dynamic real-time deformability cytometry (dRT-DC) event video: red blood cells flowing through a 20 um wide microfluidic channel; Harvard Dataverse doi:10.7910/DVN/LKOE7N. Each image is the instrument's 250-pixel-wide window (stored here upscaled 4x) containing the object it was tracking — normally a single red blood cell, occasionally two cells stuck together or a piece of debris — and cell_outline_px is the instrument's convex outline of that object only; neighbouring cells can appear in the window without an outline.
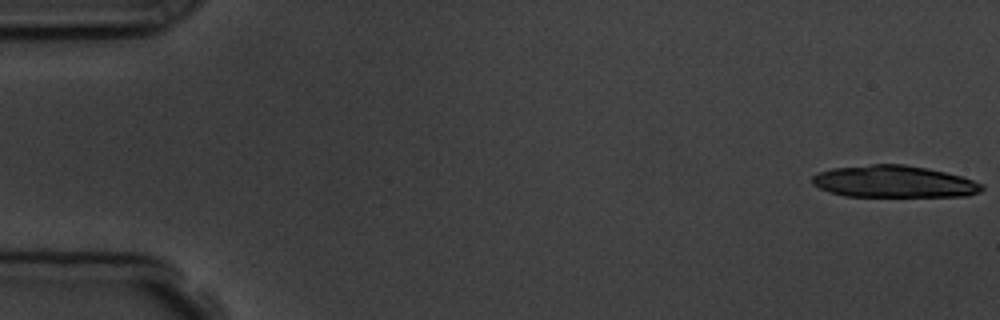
{"species": "common noctule bat (a hibernating species)", "species_latin": "Nyctalus noctula", "temperature_condition": "room temperature", "stored_images_in_passage": 5, "camera_frame_rate_fps": 3000, "um_per_image_px": 0.085, "animal": {"sex": "male", "body_mass_g": 19.5, "forearm_length_mm": 54.6}, "frame": {"image": 1, "passage_image": 1, "time_ms": 0.0, "image_size_px": [1000, 320], "cell_outline_px": [[984, 188], [980, 192], [968, 196], [844, 196], [828, 192], [812, 184], [812, 176], [820, 172], [832, 168], [872, 164], [904, 164], [944, 172], [960, 176], [984, 184]], "centroid_in_image_um": [75.97, 15.44], "position_along_channel_um": 9.0, "area_um2": 31.5}}